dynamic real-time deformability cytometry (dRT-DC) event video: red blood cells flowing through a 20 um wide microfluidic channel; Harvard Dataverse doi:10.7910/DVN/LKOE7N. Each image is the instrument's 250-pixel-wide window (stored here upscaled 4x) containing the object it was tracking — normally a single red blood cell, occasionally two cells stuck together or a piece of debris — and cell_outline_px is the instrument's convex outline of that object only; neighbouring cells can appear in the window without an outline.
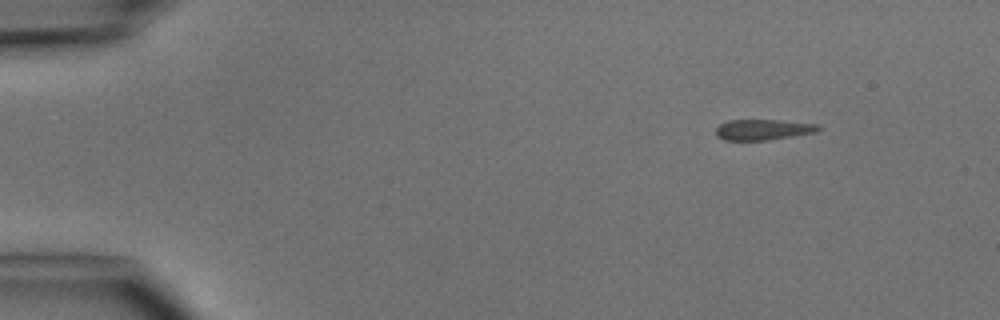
{"species": "common noctule bat (a hibernating species)", "species_latin": "Nyctalus noctula", "temperature_condition": "cold", "stored_images_in_passage": 5, "segment_of_instrument_passage": [2, 2], "camera_frame_rate_fps": 3000, "um_per_image_px": 0.085, "animal": {"sex": "male", "body_mass_g": 15.6}, "frame": {"image": 1, "passage_image": 5, "time_ms": 4.667, "image_size_px": [1000, 320], "cell_outline_px": [[824, 128], [816, 132], [768, 140], [724, 140], [716, 136], [716, 128], [720, 124], [728, 120], [780, 120], [816, 124]], "centroid_in_image_um": [64.86, 11.02], "position_along_channel_um": 20.1, "area_um2": 12.37}}